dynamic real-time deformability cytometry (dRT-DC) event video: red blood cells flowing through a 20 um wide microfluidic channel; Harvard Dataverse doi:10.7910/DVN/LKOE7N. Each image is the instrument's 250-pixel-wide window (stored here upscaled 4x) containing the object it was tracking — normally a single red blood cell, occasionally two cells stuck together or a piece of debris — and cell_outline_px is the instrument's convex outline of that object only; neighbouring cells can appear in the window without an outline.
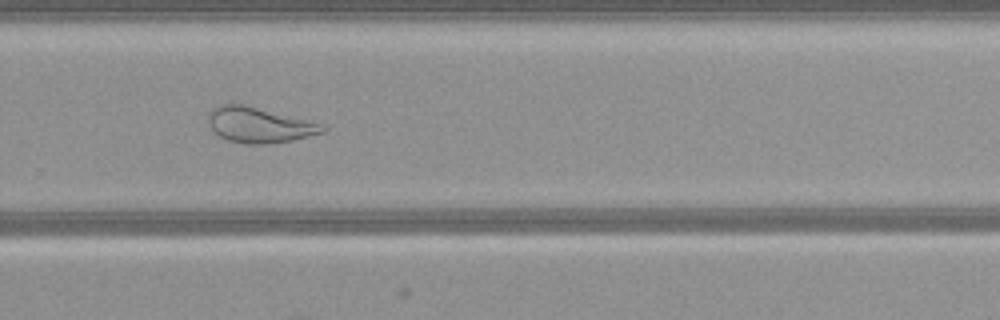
{"species": "common noctule bat (a hibernating species)", "species_latin": "Nyctalus noctula", "temperature_condition": "warm", "stored_images_in_passage": 42, "camera_frame_rate_fps": 3000, "um_per_image_px": 0.085, "animal": {"sex": "female", "body_mass_g": 21.9}, "frame": {"image": 1, "passage_image": 30, "time_ms": 9.667, "image_size_px": [1000, 320], "cell_outline_px": [[328, 128], [324, 132], [292, 140], [268, 144], [248, 144], [228, 140], [220, 136], [212, 128], [208, 120], [208, 116], [212, 108], [216, 104], [240, 104], [324, 124]], "centroid_in_image_um": [22.03, 10.63], "position_along_channel_um": 307.8, "area_um2": 23.18}}
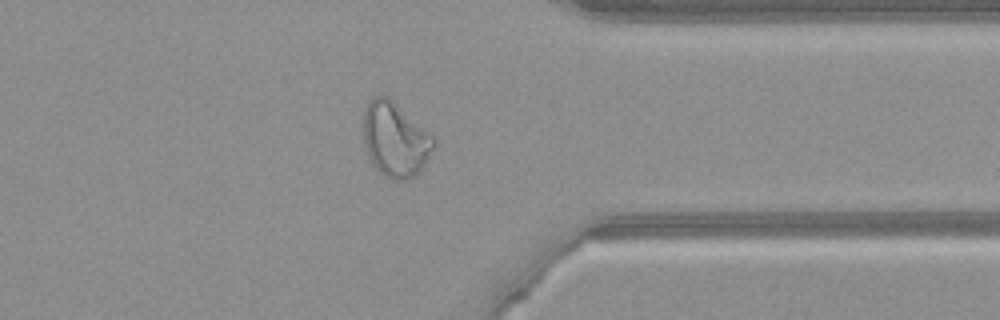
{"frame": {"image": 2, "passage_image": 36, "time_ms": 11.667, "image_size_px": [1000, 320], "cell_outline_px": [[436, 144], [424, 164], [412, 176], [404, 180], [392, 180], [384, 176], [372, 164], [364, 144], [364, 112], [368, 104], [376, 96], [388, 96], [428, 132], [436, 140]], "centroid_in_image_um": [33.58, 11.87], "position_along_channel_um": 377.8, "area_um2": 29.88}}